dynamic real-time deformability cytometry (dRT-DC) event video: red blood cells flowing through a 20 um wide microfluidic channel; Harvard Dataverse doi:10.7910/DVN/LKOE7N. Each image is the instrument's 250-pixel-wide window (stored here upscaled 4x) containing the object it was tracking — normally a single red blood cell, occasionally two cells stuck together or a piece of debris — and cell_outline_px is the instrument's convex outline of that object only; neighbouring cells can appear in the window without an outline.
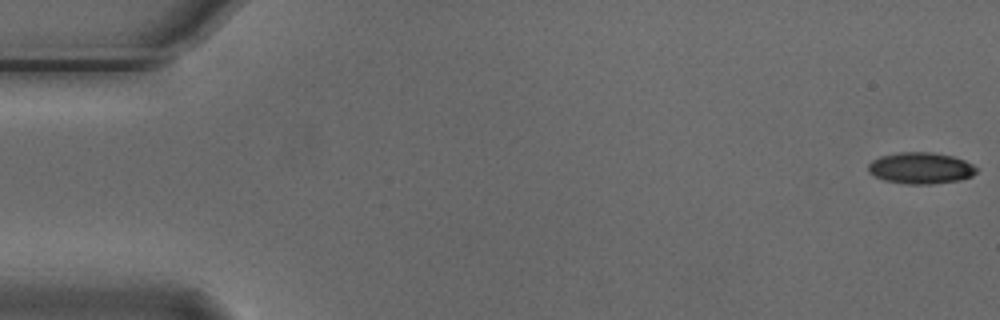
{"species": "Egyptian fruit bat (a non-hibernating species)", "species_latin": "Rousettus aegyptiacus", "temperature_condition": "cold", "stored_images_in_passage": 55, "camera_frame_rate_fps": 3000, "um_per_image_px": 0.085, "animal": {"sex": "male"}, "frame": {"image": 1, "passage_image": 1, "time_ms": 0.0, "image_size_px": [1000, 320], "cell_outline_px": [[976, 172], [972, 176], [960, 180], [932, 184], [904, 184], [884, 180], [868, 172], [868, 164], [872, 160], [880, 156], [896, 152], [932, 152], [952, 156], [964, 160], [972, 164], [976, 168]], "centroid_in_image_um": [78.24, 14.28], "position_along_channel_um": 6.8, "area_um2": 19.88}}
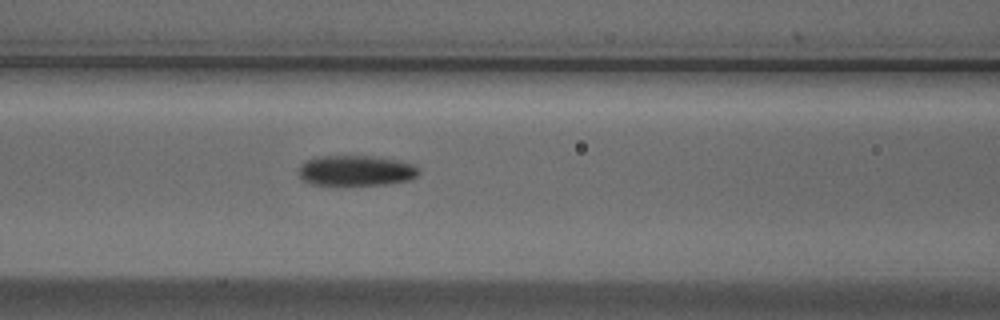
{"frame": {"image": 2, "passage_image": 23, "time_ms": 7.333, "image_size_px": [1000, 320], "cell_outline_px": [[420, 172], [416, 176], [408, 180], [384, 184], [308, 184], [296, 172], [296, 168], [300, 164], [316, 156], [372, 156], [396, 160], [416, 164], [420, 168]], "centroid_in_image_um": [30.23, 14.48], "position_along_channel_um": 136.4, "area_um2": 21.33}}
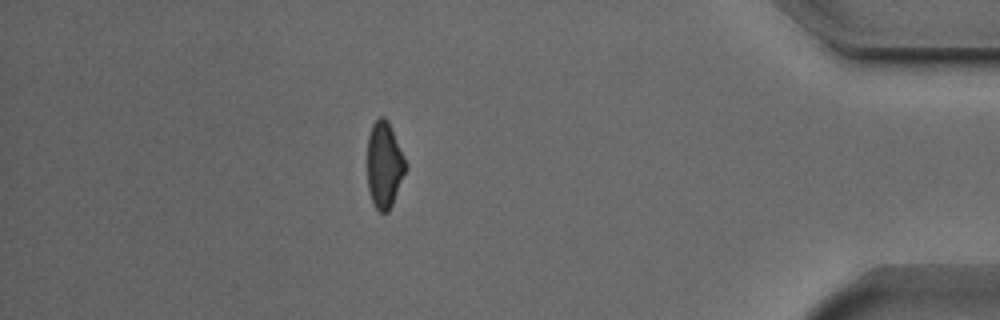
{"frame": {"image": 3, "passage_image": 48, "time_ms": 15.667, "image_size_px": [1000, 320], "cell_outline_px": [[408, 168], [392, 204], [388, 212], [380, 212], [372, 204], [368, 188], [368, 136], [372, 124], [380, 116], [384, 116], [388, 120], [408, 164]], "centroid_in_image_um": [32.68, 14.01], "position_along_channel_um": 402.5, "area_um2": 19.48}, "authors_computed_cell_mechanics": {"area_um2": 20.23, "velocity_mm_per_s": 3.7453, "shape_relaxation_time_tau1_ms": 3.8103, "shape_relaxation_time_tau2_ms": 9.7365, "deformation_change_tau1": 0.1132, "deformation_change_tau2": 0.1986}}